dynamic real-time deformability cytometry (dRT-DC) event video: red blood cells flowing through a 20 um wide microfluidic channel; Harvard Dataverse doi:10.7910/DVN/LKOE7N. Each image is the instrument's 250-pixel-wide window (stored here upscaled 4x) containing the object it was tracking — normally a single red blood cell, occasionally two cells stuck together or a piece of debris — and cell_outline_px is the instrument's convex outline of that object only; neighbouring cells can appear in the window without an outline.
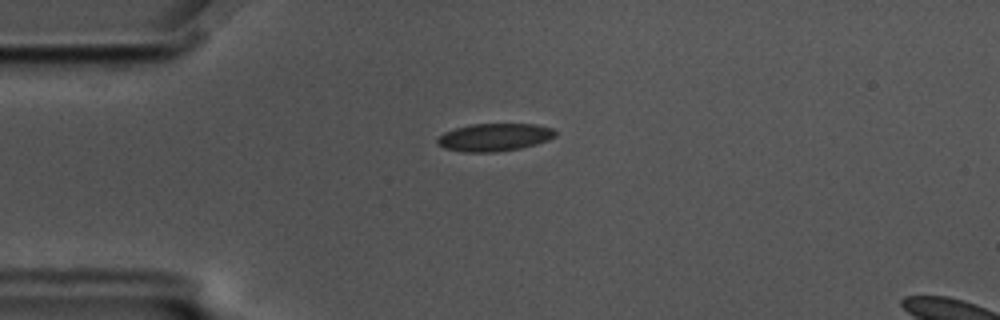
{"species": "common noctule bat (a hibernating species)", "species_latin": "Nyctalus noctula", "temperature_condition": "cold", "stored_images_in_passage": 48, "camera_frame_rate_fps": 3000, "um_per_image_px": 0.085, "animal": {"sex": "male", "body_mass_g": 17.5, "forearm_length_mm": 52.3}, "frame": {"image": 1, "passage_image": 5, "time_ms": 1.333, "image_size_px": [1000, 320], "cell_outline_px": [[556, 136], [548, 140], [536, 144], [520, 148], [496, 152], [464, 152], [444, 148], [436, 144], [436, 140], [444, 132], [456, 128], [472, 124], [536, 124], [552, 128], [556, 132]], "centroid_in_image_um": [42.02, 11.67], "position_along_channel_um": 43.0, "area_um2": 19.07}}
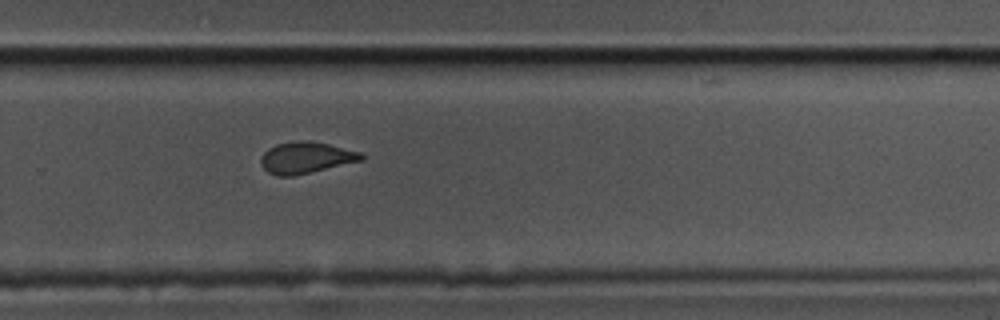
{"frame": {"image": 2, "passage_image": 29, "time_ms": 9.333, "image_size_px": [1000, 320], "cell_outline_px": [[364, 160], [292, 176], [276, 176], [268, 172], [260, 164], [260, 156], [268, 148], [276, 144], [304, 140], [308, 140], [328, 144], [360, 152], [364, 156]], "centroid_in_image_um": [25.97, 13.4], "position_along_channel_um": 303.8, "area_um2": 18.32}}
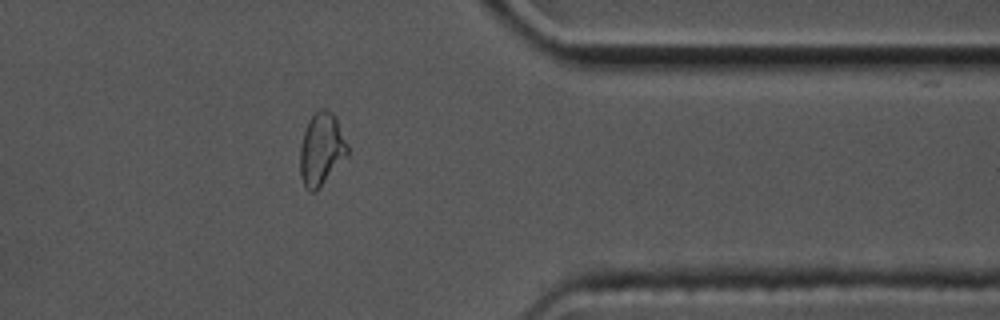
{"frame": {"image": 3, "passage_image": 37, "time_ms": 12.0, "image_size_px": [1000, 320], "cell_outline_px": [[348, 156], [320, 188], [316, 192], [308, 192], [300, 176], [300, 144], [308, 120], [320, 108], [324, 108], [332, 112], [336, 116], [348, 144]], "centroid_in_image_um": [27.33, 12.7], "position_along_channel_um": 384.1, "area_um2": 20.46}, "authors_computed_cell_mechanics": {"area_um2": 19.3052, "velocity_mm_per_s": 3.5085, "shape_relaxation_time_tau1_ms": 3.6894, "shape_relaxation_time_tau2_ms": 2.1384, "deformation_change_tau1": 0.0906, "deformation_change_tau2": 0.0711}}